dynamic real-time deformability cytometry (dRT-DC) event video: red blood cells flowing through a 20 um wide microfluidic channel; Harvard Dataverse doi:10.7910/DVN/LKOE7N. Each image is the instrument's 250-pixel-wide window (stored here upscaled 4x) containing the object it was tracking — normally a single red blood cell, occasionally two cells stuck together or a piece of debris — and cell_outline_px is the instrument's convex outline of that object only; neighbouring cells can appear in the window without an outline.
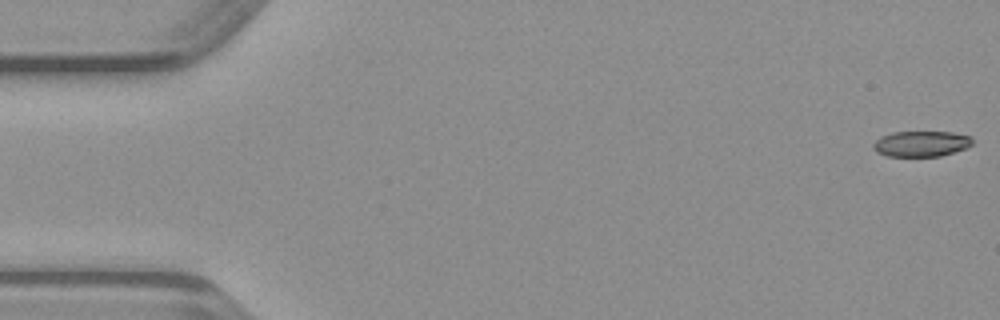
{"species": "common noctule bat (a hibernating species)", "species_latin": "Nyctalus noctula", "temperature_condition": "warm", "stored_images_in_passage": 49, "camera_frame_rate_fps": 3000, "um_per_image_px": 0.085, "animal": {"sex": "male", "body_mass_g": 23.1, "forearm_length_mm": 52.7}, "frame": {"image": 1, "passage_image": 1, "time_ms": 0.0, "image_size_px": [1000, 320], "cell_outline_px": [[972, 144], [968, 148], [940, 156], [888, 156], [876, 152], [872, 148], [872, 144], [880, 136], [892, 132], [952, 132], [972, 136]], "centroid_in_image_um": [78.3, 12.21], "position_along_channel_um": 6.7, "area_um2": 14.97}}
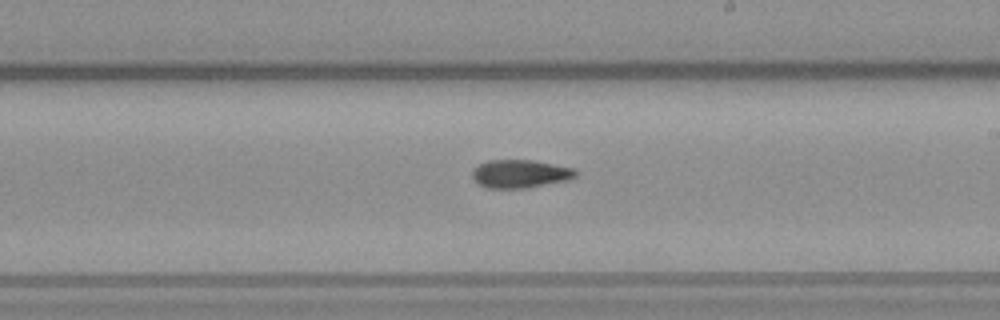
{"frame": {"image": 2, "passage_image": 28, "time_ms": 9.0, "image_size_px": [1000, 320], "cell_outline_px": [[576, 176], [568, 180], [528, 188], [488, 188], [480, 184], [472, 176], [472, 172], [480, 164], [488, 160], [532, 160], [572, 168], [576, 172]], "centroid_in_image_um": [44.22, 14.78], "position_along_channel_um": 244.8, "area_um2": 16.7}}
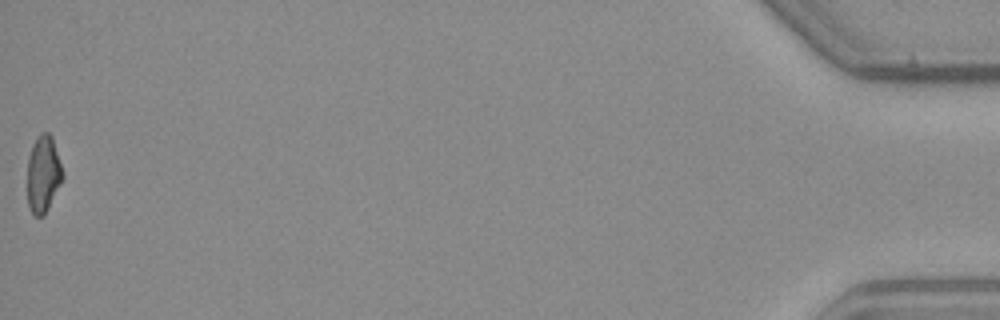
{"frame": {"image": 3, "passage_image": 49, "time_ms": 16.0, "image_size_px": [1000, 320], "cell_outline_px": [[64, 176], [44, 216], [36, 216], [32, 212], [28, 204], [28, 156], [32, 144], [36, 136], [40, 132], [48, 132], [52, 136], [64, 172]], "centroid_in_image_um": [3.68, 14.74], "position_along_channel_um": 431.5, "area_um2": 15.9}}